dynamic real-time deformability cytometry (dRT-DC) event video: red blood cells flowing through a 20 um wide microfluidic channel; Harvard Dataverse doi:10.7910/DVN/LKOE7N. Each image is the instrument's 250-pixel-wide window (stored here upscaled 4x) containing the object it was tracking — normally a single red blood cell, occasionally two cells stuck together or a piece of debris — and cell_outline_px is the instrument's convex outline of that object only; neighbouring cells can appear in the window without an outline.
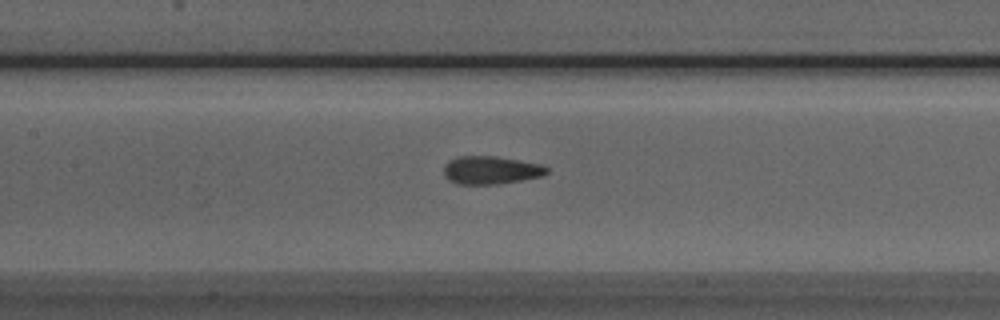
{"species": "Egyptian fruit bat (a non-hibernating species)", "species_latin": "Rousettus aegyptiacus", "temperature_condition": "room temperature", "stored_images_in_passage": 40, "camera_frame_rate_fps": 3000, "um_per_image_px": 0.085, "animal": {"sex": "male"}, "frame": {"image": 1, "passage_image": 22, "time_ms": 7.0, "image_size_px": [1000, 320], "cell_outline_px": [[548, 172], [544, 176], [496, 184], [456, 184], [448, 180], [444, 176], [444, 164], [448, 160], [460, 156], [496, 156], [540, 164], [548, 168]], "centroid_in_image_um": [41.69, 14.46], "position_along_channel_um": 165.7, "area_um2": 16.88}}
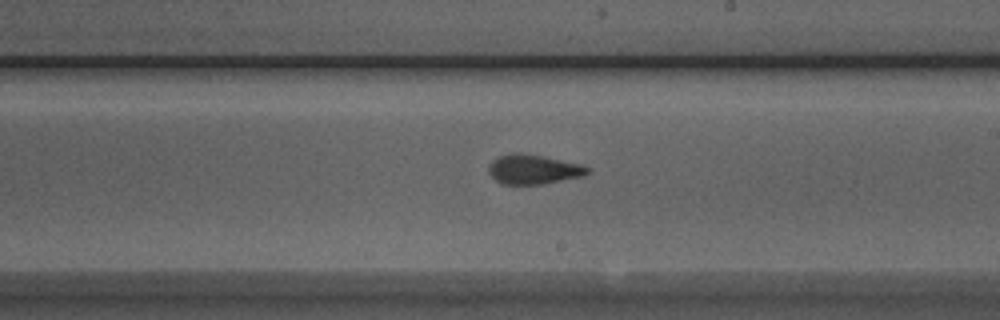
{"frame": {"image": 2, "passage_image": 28, "time_ms": 9.0, "image_size_px": [1000, 320], "cell_outline_px": [[588, 172], [584, 176], [544, 184], [500, 184], [488, 172], [488, 168], [492, 160], [500, 156], [512, 152], [520, 152], [544, 156], [580, 164], [588, 168]], "centroid_in_image_um": [45.31, 14.39], "position_along_channel_um": 243.7, "area_um2": 17.05}}
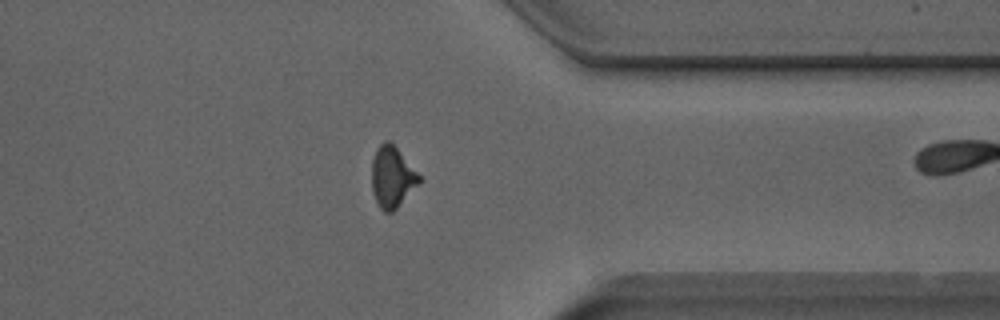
{"frame": {"image": 3, "passage_image": 39, "time_ms": 12.667, "image_size_px": [1000, 320], "cell_outline_px": [[420, 184], [392, 212], [384, 212], [380, 208], [372, 192], [372, 160], [376, 148], [384, 140], [388, 140], [396, 148], [420, 176]], "centroid_in_image_um": [33.31, 15.06], "position_along_channel_um": 378.1, "area_um2": 16.7}}